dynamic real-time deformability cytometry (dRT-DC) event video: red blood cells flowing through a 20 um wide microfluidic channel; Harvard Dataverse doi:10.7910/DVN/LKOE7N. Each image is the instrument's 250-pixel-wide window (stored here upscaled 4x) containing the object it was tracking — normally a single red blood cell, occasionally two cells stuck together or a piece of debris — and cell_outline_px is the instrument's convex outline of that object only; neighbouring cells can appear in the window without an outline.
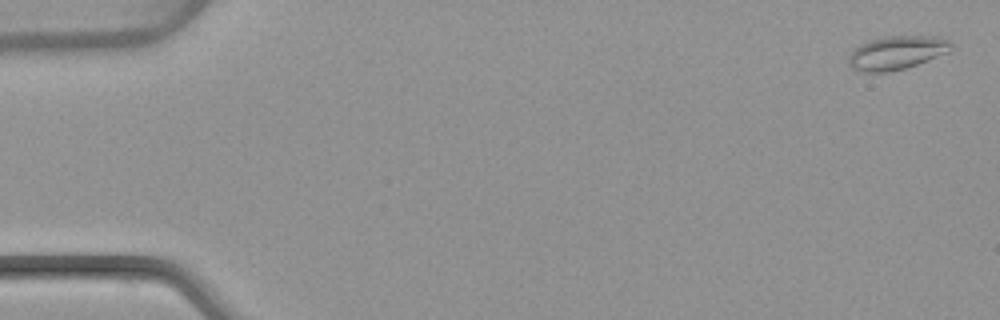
{"species": "common noctule bat (a hibernating species)", "species_latin": "Nyctalus noctula", "temperature_condition": "warm", "stored_images_in_passage": 51, "camera_frame_rate_fps": 3000, "um_per_image_px": 0.085, "animal": {"sex": "female", "body_mass_g": 22.7, "forearm_length_mm": 54.2}, "frame": {"image": 1, "passage_image": 2, "time_ms": 0.333, "image_size_px": [1000, 320], "cell_outline_px": [[952, 48], [948, 52], [916, 64], [904, 68], [888, 72], [860, 72], [852, 68], [848, 64], [848, 56], [860, 44], [868, 40], [884, 36], [940, 36], [948, 40], [952, 44]], "centroid_in_image_um": [76.19, 4.47], "position_along_channel_um": 8.8, "area_um2": 20.06}}
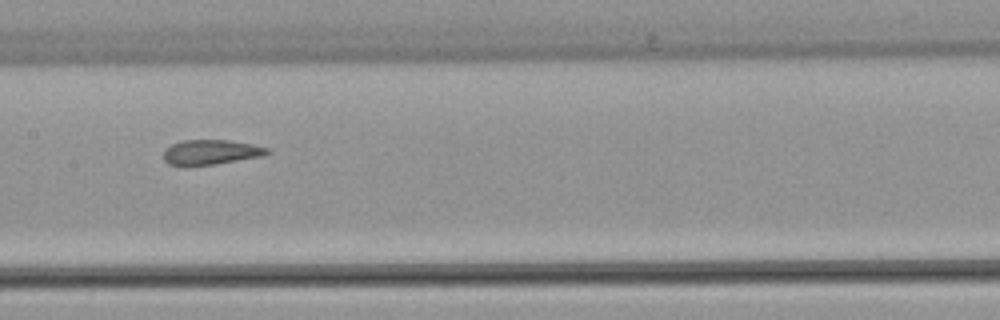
{"frame": {"image": 2, "passage_image": 26, "time_ms": 8.333, "image_size_px": [1000, 320], "cell_outline_px": [[272, 152], [264, 156], [216, 164], [168, 164], [164, 160], [164, 148], [172, 144], [184, 140], [228, 140], [252, 144], [268, 148]], "centroid_in_image_um": [17.98, 12.92], "position_along_channel_um": 189.4, "area_um2": 14.85}}
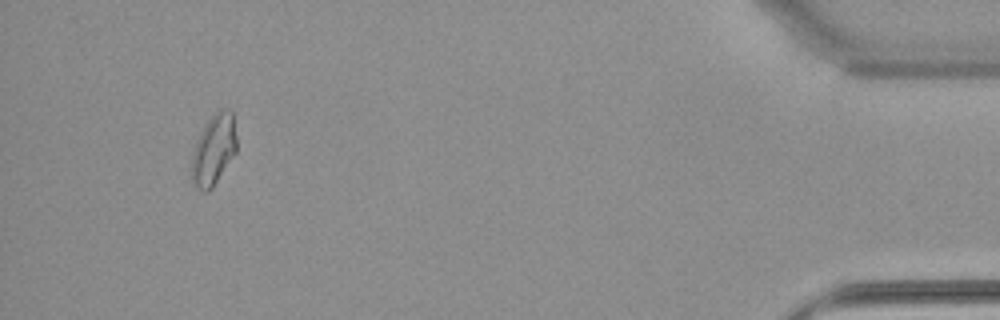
{"frame": {"image": 3, "passage_image": 48, "time_ms": 15.667, "image_size_px": [1000, 320], "cell_outline_px": [[236, 152], [212, 188], [208, 192], [204, 192], [196, 184], [192, 176], [192, 152], [200, 132], [208, 120], [220, 108], [232, 112], [236, 136]], "centroid_in_image_um": [18.17, 12.71], "position_along_channel_um": 417.0, "area_um2": 18.09}, "authors_computed_cell_mechanics": {"area_um2": 16.7042, "velocity_mm_per_s": 4.0791, "shape_relaxation_time_tau1_ms": null, "shape_relaxation_time_tau2_ms": 1.3987, "deformation_change_tau1": null, "deformation_change_tau2": 0.0667}}